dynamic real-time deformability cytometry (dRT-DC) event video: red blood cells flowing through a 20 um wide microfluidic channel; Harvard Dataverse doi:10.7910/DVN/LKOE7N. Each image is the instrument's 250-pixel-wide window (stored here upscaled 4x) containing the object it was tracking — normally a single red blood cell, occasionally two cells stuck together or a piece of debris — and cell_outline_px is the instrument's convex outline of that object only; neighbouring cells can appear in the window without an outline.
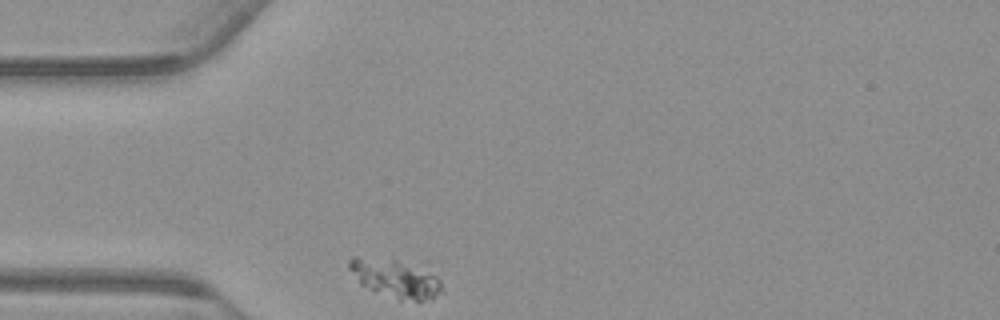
{"species": "common noctule bat (a hibernating species)", "species_latin": "Nyctalus noctula", "temperature_condition": "warm", "stored_images_in_passage": 32, "camera_frame_rate_fps": 3000, "um_per_image_px": 0.085, "animal": {"sex": "male", "body_mass_g": 23.1, "forearm_length_mm": 52.7}, "frame": {"image": 1, "passage_image": 1, "time_ms": 0.0, "image_size_px": [1000, 320], "cell_outline_px": [[444, 292], [432, 300], [400, 300], [360, 284], [348, 268], [348, 260], [352, 256], [392, 256], [436, 276], [440, 280], [444, 288]], "centroid_in_image_um": [33.6, 23.62], "position_along_channel_um": 51.4, "area_um2": 21.1}}
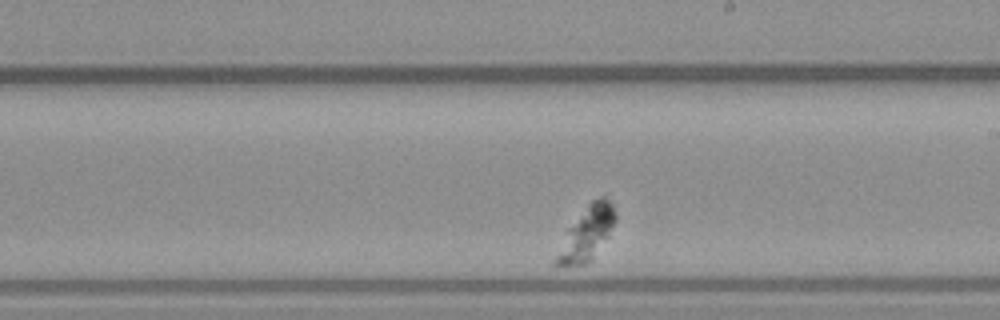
{"frame": {"image": 2, "passage_image": 19, "time_ms": 6.0, "image_size_px": [1000, 320], "cell_outline_px": [[616, 220], [608, 236], [592, 256], [584, 264], [560, 268], [556, 268], [556, 256], [568, 228], [592, 200], [608, 192], [616, 212]], "centroid_in_image_um": [49.91, 19.78], "position_along_channel_um": 239.1, "area_um2": 18.09}}
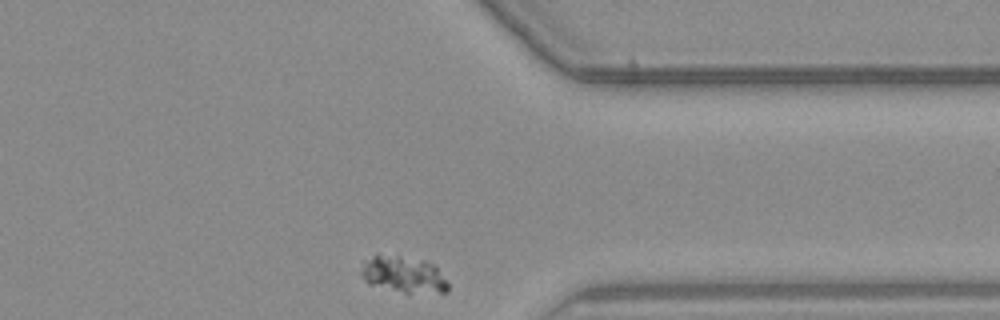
{"frame": {"image": 3, "passage_image": 32, "time_ms": 10.333, "image_size_px": [1000, 320], "cell_outline_px": [[448, 292], [404, 292], [368, 284], [360, 276], [364, 264], [376, 252], [424, 260], [432, 264], [436, 268], [448, 284]], "centroid_in_image_um": [34.25, 23.31], "position_along_channel_um": 377.1, "area_um2": 18.21}}